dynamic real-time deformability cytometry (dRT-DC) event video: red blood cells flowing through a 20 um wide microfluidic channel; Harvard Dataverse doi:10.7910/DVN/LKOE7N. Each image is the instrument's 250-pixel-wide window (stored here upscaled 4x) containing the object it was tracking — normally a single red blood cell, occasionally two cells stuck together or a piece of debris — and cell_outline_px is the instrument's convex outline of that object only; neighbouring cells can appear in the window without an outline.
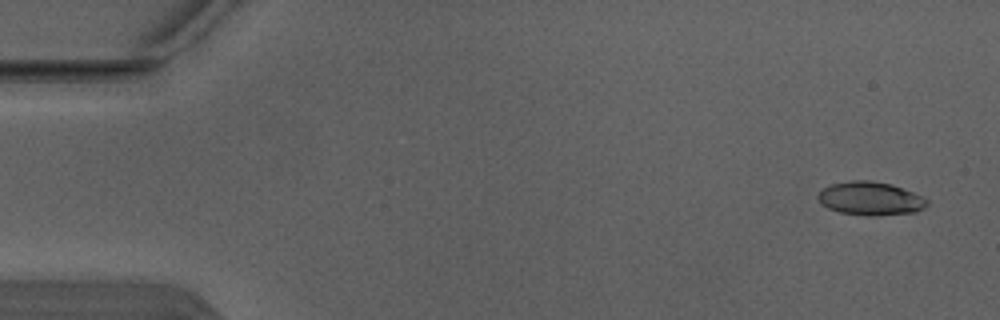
{"species": "Egyptian fruit bat (a non-hibernating species)", "species_latin": "Rousettus aegyptiacus", "temperature_condition": "warm", "stored_images_in_passage": 4, "camera_frame_rate_fps": 3000, "um_per_image_px": 0.085, "animal": {"sex": "male"}, "frame": {"image": 1, "passage_image": 1, "time_ms": 0.0, "image_size_px": [1000, 320], "cell_outline_px": [[928, 204], [924, 208], [916, 212], [876, 216], [868, 216], [840, 212], [828, 208], [820, 204], [816, 196], [824, 188], [832, 184], [852, 180], [868, 180], [892, 184], [912, 192], [928, 200]], "centroid_in_image_um": [73.97, 16.88], "position_along_channel_um": 11.0, "area_um2": 21.27}}
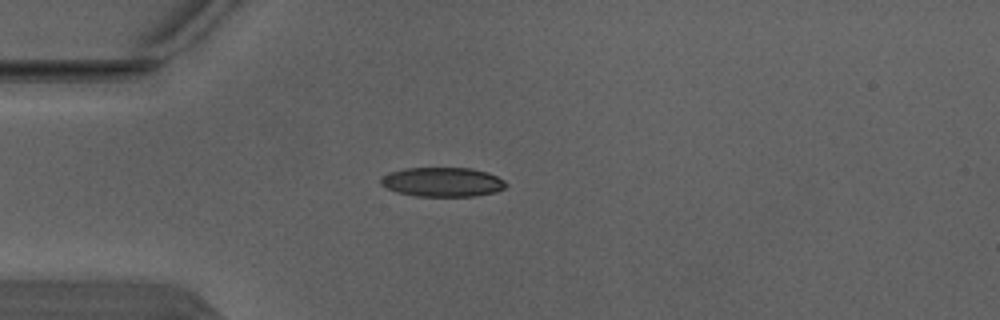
{"frame": {"image": 2, "passage_image": 4, "time_ms": 1.0, "image_size_px": [1000, 320], "cell_outline_px": [[508, 184], [504, 188], [496, 192], [476, 196], [416, 196], [396, 192], [380, 184], [380, 176], [388, 172], [404, 168], [472, 168], [488, 172], [504, 180]], "centroid_in_image_um": [37.6, 15.47], "position_along_channel_um": 47.4, "area_um2": 21.62}}